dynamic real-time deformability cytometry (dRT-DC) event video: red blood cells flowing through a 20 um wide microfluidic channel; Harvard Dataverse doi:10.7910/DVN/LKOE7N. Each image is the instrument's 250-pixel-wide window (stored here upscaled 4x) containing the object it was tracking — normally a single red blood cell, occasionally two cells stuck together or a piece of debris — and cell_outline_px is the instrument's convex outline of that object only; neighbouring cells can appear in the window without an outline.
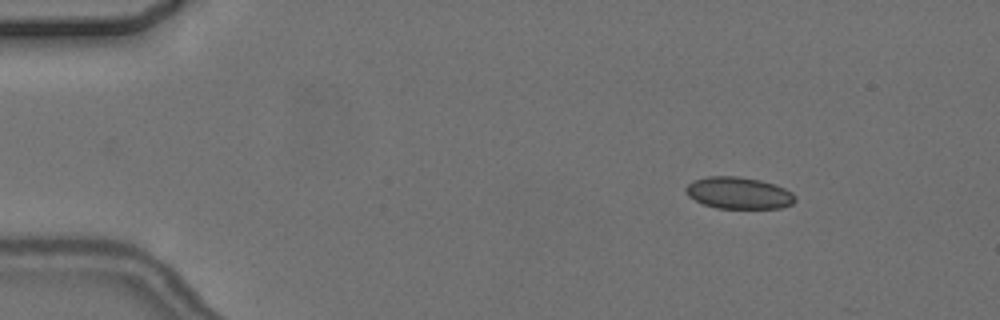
{"species": "common noctule bat (a hibernating species)", "species_latin": "Nyctalus noctula", "temperature_condition": "cold", "stored_images_in_passage": 4, "camera_frame_rate_fps": 3000, "um_per_image_px": 0.085, "animal": {"sex": "female", "body_mass_g": 24.6, "forearm_length_mm": 56.2}, "frame": {"image": 1, "passage_image": 3, "time_ms": 2.333, "image_size_px": [1000, 320], "cell_outline_px": [[796, 200], [792, 204], [780, 208], [716, 208], [704, 204], [688, 196], [684, 188], [692, 180], [708, 176], [740, 176], [760, 180], [776, 184], [792, 192], [796, 196]], "centroid_in_image_um": [62.79, 16.39], "position_along_channel_um": 22.2, "area_um2": 20.4}}